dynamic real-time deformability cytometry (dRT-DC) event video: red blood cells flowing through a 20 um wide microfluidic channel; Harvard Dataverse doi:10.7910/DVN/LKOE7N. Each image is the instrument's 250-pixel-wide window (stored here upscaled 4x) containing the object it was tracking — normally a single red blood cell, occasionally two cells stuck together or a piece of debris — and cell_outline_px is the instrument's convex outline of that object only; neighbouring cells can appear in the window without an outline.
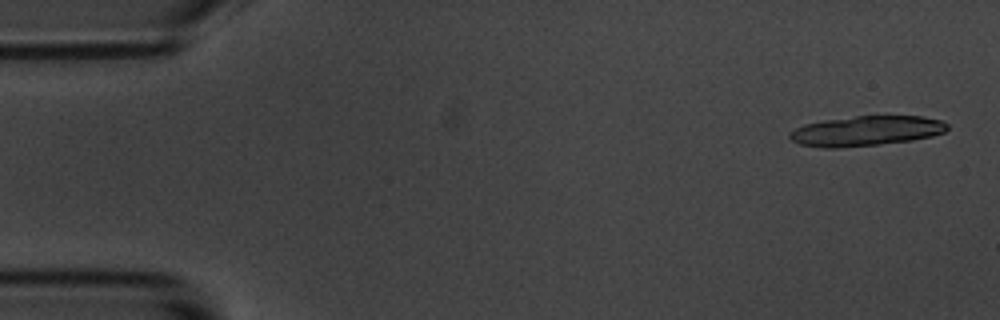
{"species": "common noctule bat (a hibernating species)", "species_latin": "Nyctalus noctula", "temperature_condition": "room temperature", "stored_images_in_passage": 20, "camera_frame_rate_fps": 3000, "um_per_image_px": 0.085, "animal": {"sex": "male", "body_mass_g": 20.1, "forearm_length_mm": 53.5}, "frame": {"image": 1, "passage_image": 2, "time_ms": 0.333, "image_size_px": [1000, 320], "cell_outline_px": [[948, 128], [944, 132], [932, 136], [912, 140], [880, 144], [840, 148], [824, 148], [800, 144], [792, 140], [788, 136], [788, 132], [804, 124], [824, 120], [856, 116], [920, 116], [940, 120], [948, 124]], "centroid_in_image_um": [73.6, 11.13], "position_along_channel_um": 11.4, "area_um2": 27.51}}